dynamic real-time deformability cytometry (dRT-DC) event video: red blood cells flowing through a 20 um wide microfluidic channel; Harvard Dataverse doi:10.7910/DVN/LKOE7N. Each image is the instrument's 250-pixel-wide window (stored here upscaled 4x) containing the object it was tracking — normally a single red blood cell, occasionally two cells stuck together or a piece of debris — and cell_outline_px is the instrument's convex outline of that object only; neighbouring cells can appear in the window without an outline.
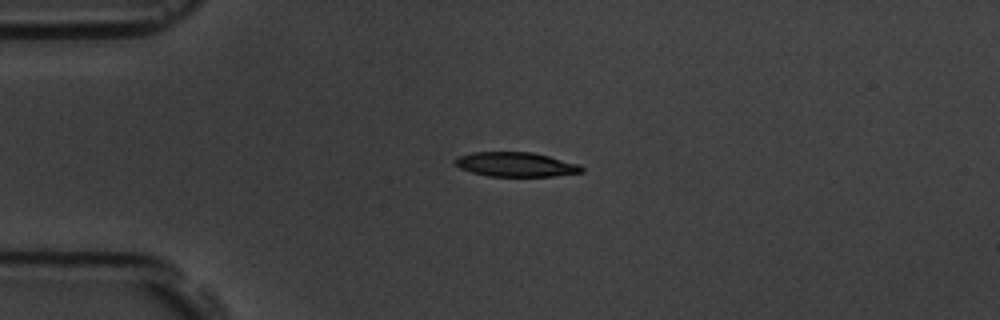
{"species": "common noctule bat (a hibernating species)", "species_latin": "Nyctalus noctula", "temperature_condition": "room temperature", "stored_images_in_passage": 5, "camera_frame_rate_fps": 3000, "um_per_image_px": 0.085, "animal": {"sex": "male", "body_mass_g": 19.5, "forearm_length_mm": 54.6}, "frame": {"image": 1, "passage_image": 3, "time_ms": 2.333, "image_size_px": [1000, 320], "cell_outline_px": [[584, 172], [556, 176], [488, 176], [472, 172], [460, 168], [456, 164], [456, 156], [472, 152], [532, 152], [580, 164], [584, 168]], "centroid_in_image_um": [43.87, 13.98], "position_along_channel_um": 41.1, "area_um2": 18.03}}
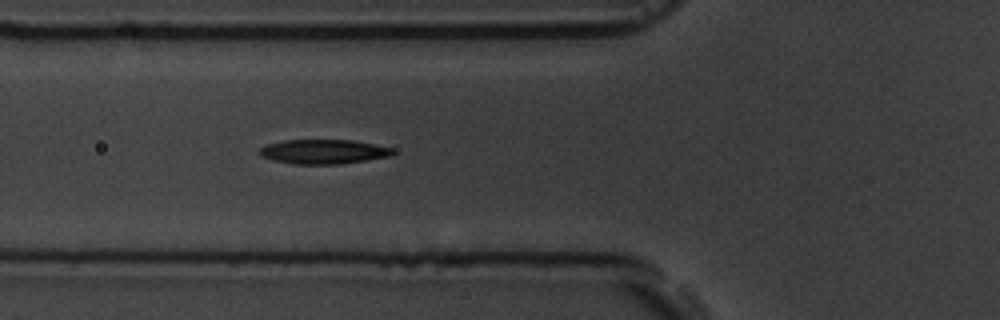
{"frame": {"image": 2, "passage_image": 5, "time_ms": 4.667, "image_size_px": [1000, 320], "cell_outline_px": [[396, 152], [392, 156], [340, 164], [292, 164], [272, 160], [260, 156], [256, 152], [264, 144], [284, 140], [352, 140], [392, 148]], "centroid_in_image_um": [27.44, 12.89], "position_along_channel_um": 98.4, "area_um2": 19.19}}